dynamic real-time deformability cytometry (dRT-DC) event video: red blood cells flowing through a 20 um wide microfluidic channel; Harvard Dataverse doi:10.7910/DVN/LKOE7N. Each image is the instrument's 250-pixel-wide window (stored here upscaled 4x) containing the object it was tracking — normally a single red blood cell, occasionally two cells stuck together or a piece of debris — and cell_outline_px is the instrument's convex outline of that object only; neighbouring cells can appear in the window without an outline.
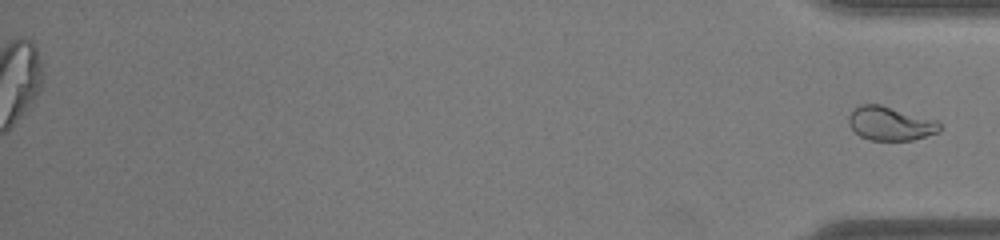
{"species": "common noctule bat (a hibernating species)", "species_latin": "Nyctalus noctula", "temperature_condition": "warm", "stored_images_in_passage": 52, "segment_of_instrument_passage": [2, 2], "camera_frame_rate_fps": 3000, "um_per_image_px": 0.085, "animal": {"sex": "male", "body_mass_g": 19.0, "forearm_length_mm": 50.8}, "frame": {"image": 1, "passage_image": 52, "time_ms": 17.0, "image_size_px": [1000, 240], "cell_outline_px": [[940, 132], [912, 140], [868, 140], [860, 136], [848, 124], [848, 116], [852, 108], [860, 104], [880, 104], [936, 120], [940, 124]], "centroid_in_image_um": [75.64, 10.49], "position_along_channel_um": 359.6, "area_um2": 18.03}}